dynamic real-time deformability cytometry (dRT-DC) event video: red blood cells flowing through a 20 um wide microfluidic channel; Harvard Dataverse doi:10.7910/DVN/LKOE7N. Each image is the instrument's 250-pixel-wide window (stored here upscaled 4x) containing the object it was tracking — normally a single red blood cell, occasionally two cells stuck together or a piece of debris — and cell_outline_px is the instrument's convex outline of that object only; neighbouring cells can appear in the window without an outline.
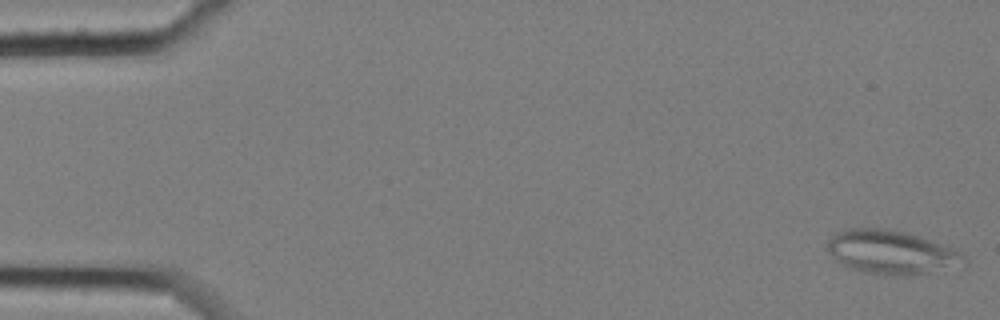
{"species": "common noctule bat (a hibernating species)", "species_latin": "Nyctalus noctula", "temperature_condition": "cold", "stored_images_in_passage": 58, "camera_frame_rate_fps": 3000, "um_per_image_px": 0.085, "animal": {"sex": "female", "body_mass_g": 25.1}, "frame": {"image": 1, "passage_image": 1, "time_ms": 0.0, "image_size_px": [1000, 320], "cell_outline_px": [[964, 256], [928, 272], [912, 276], [884, 276], [848, 268], [836, 260], [828, 252], [828, 240], [836, 232], [848, 228], [884, 228], [908, 232], [956, 248]], "centroid_in_image_um": [75.59, 21.4], "position_along_channel_um": 9.4, "area_um2": 34.04}}
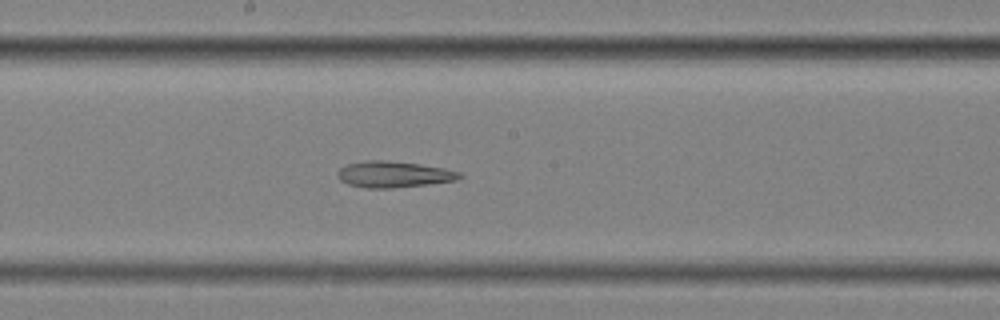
{"frame": {"image": 2, "passage_image": 31, "time_ms": 10.0, "image_size_px": [1000, 320], "cell_outline_px": [[464, 176], [456, 180], [428, 184], [392, 188], [368, 188], [348, 184], [340, 180], [336, 176], [336, 172], [340, 168], [348, 164], [364, 160], [384, 160], [420, 164], [444, 168], [460, 172]], "centroid_in_image_um": [33.45, 14.81], "position_along_channel_um": 214.8, "area_um2": 18.67}}
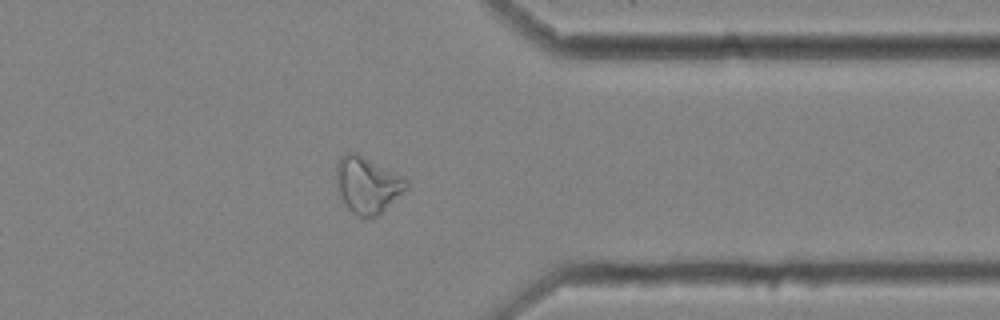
{"frame": {"image": 3, "passage_image": 46, "time_ms": 15.0, "image_size_px": [1000, 320], "cell_outline_px": [[408, 188], [380, 216], [356, 216], [348, 208], [336, 192], [336, 164], [348, 152], [356, 152], [364, 156], [408, 180]], "centroid_in_image_um": [31.22, 15.75], "position_along_channel_um": 380.2, "area_um2": 23.12}, "authors_computed_cell_mechanics": {"area_um2": 24.6806, "velocity_mm_per_s": 3.4499, "shape_relaxation_time_tau1_ms": null, "shape_relaxation_time_tau2_ms": 6.4803, "deformation_change_tau1": null, "deformation_change_tau2": 0.1838}}